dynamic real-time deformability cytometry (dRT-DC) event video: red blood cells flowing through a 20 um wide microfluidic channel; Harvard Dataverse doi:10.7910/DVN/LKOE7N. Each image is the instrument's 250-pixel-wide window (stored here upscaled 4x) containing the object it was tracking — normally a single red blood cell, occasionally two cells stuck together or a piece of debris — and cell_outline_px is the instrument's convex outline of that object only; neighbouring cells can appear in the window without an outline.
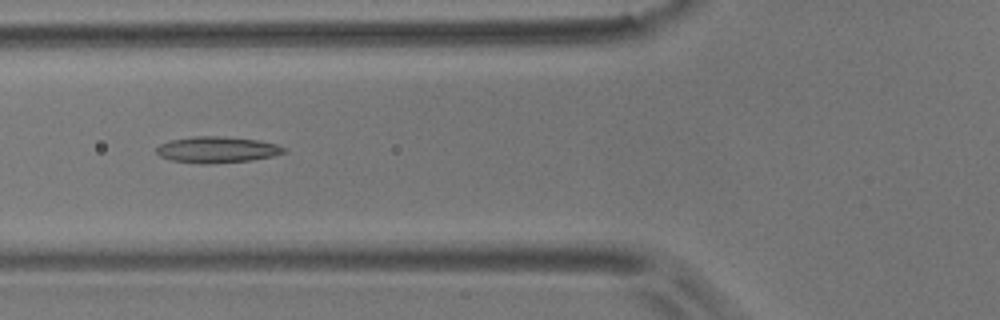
{"species": "common noctule bat (a hibernating species)", "species_latin": "Nyctalus noctula", "temperature_condition": "room temperature", "stored_images_in_passage": 14, "camera_frame_rate_fps": 3000, "um_per_image_px": 0.085, "animal": {"sex": "male", "body_mass_g": 17.9}, "frame": {"image": 1, "passage_image": 5, "time_ms": 5.667, "image_size_px": [1000, 320], "cell_outline_px": [[288, 152], [272, 156], [252, 160], [208, 164], [200, 164], [172, 160], [160, 156], [156, 152], [156, 148], [160, 144], [172, 140], [196, 136], [220, 136], [260, 140], [276, 144], [288, 148]], "centroid_in_image_um": [18.5, 12.72], "position_along_channel_um": 107.3, "area_um2": 19.54}}
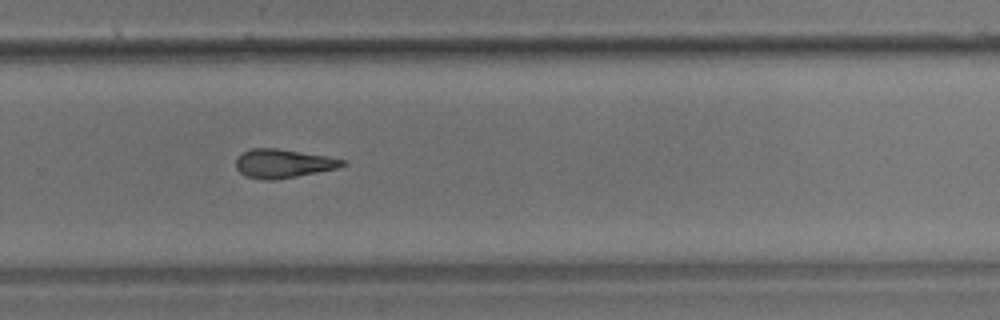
{"frame": {"image": 2, "passage_image": 10, "time_ms": 11.333, "image_size_px": [1000, 320], "cell_outline_px": [[348, 164], [336, 168], [296, 176], [272, 180], [264, 180], [248, 176], [240, 172], [236, 168], [236, 156], [252, 148], [276, 148], [328, 156], [344, 160]], "centroid_in_image_um": [24.05, 13.88], "position_along_channel_um": 305.7, "area_um2": 17.63}}
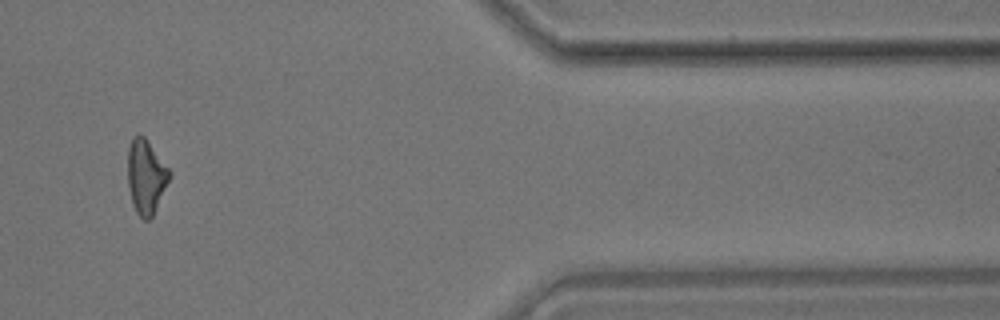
{"frame": {"image": 3, "passage_image": 12, "time_ms": 15.0, "image_size_px": [1000, 320], "cell_outline_px": [[172, 176], [152, 216], [148, 220], [144, 220], [136, 212], [132, 204], [128, 184], [128, 148], [132, 140], [136, 136], [144, 136], [172, 172]], "centroid_in_image_um": [12.43, 15.04], "position_along_channel_um": 399.0, "area_um2": 17.92}, "authors_computed_cell_mechanics": {"area_um2": 18.1203, "velocity_mm_per_s": 3.5065, "shape_relaxation_time_tau1_ms": null, "shape_relaxation_time_tau2_ms": 3.7907, "deformation_change_tau1": null, "deformation_change_tau2": 0.116}}